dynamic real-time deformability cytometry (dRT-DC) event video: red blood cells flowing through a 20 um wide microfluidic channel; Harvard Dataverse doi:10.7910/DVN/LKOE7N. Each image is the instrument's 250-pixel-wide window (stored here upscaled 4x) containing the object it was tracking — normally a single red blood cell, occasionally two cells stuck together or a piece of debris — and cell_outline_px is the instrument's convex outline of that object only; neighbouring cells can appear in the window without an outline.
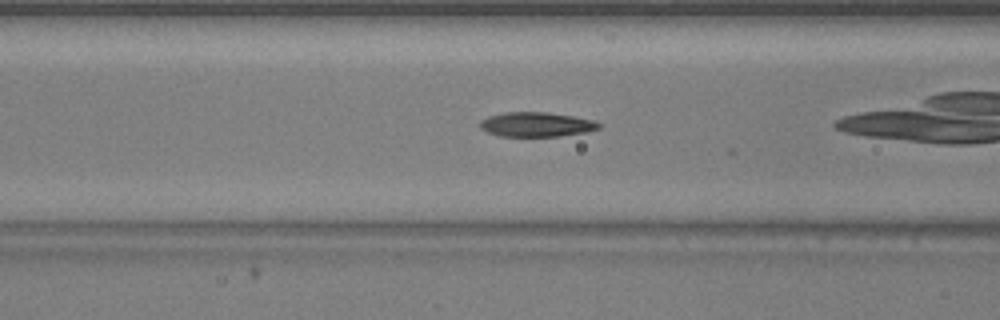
{"species": "common noctule bat (a hibernating species)", "species_latin": "Nyctalus noctula", "temperature_condition": "warm", "stored_images_in_passage": 9, "camera_frame_rate_fps": 3000, "um_per_image_px": 0.085, "animal": {"sex": "male", "body_mass_g": 20.5, "forearm_length_mm": 52.5}, "frame": {"image": 1, "passage_image": 6, "time_ms": 1.667, "image_size_px": [1000, 320], "cell_outline_px": [[604, 124], [600, 128], [588, 132], [560, 136], [500, 136], [488, 132], [480, 128], [480, 120], [488, 116], [504, 112], [548, 112], [596, 120]], "centroid_in_image_um": [45.65, 10.57], "position_along_channel_um": 121.0, "area_um2": 17.22}}